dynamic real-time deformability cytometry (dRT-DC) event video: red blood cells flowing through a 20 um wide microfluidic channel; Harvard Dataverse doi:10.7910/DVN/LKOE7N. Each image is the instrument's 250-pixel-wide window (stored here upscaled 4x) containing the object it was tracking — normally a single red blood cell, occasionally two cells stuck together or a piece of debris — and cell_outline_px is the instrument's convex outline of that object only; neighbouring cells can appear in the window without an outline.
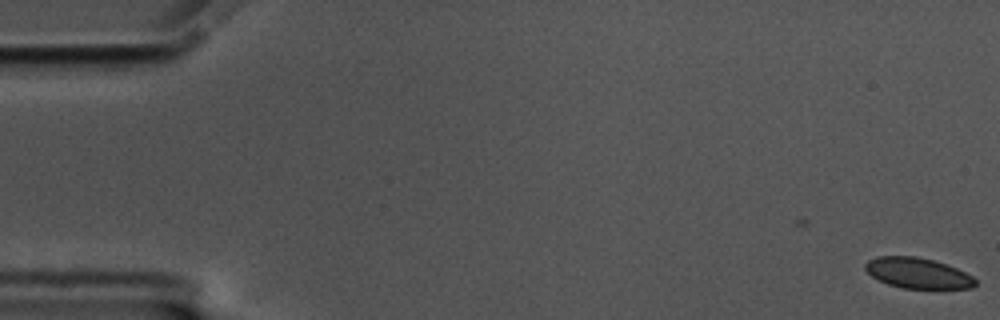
{"species": "common noctule bat (a hibernating species)", "species_latin": "Nyctalus noctula", "temperature_condition": "cold", "stored_images_in_passage": 3, "camera_frame_rate_fps": 3000, "um_per_image_px": 0.085, "animal": {"sex": "male", "body_mass_g": 17.5, "forearm_length_mm": 52.3}, "frame": {"image": 1, "passage_image": 3, "time_ms": 0.667, "image_size_px": [1000, 320], "cell_outline_px": [[976, 284], [972, 288], [904, 288], [888, 284], [872, 276], [864, 268], [864, 264], [868, 260], [876, 256], [916, 256], [932, 260], [956, 268], [972, 276], [976, 280]], "centroid_in_image_um": [77.98, 23.2], "position_along_channel_um": 7.0, "area_um2": 19.36}}